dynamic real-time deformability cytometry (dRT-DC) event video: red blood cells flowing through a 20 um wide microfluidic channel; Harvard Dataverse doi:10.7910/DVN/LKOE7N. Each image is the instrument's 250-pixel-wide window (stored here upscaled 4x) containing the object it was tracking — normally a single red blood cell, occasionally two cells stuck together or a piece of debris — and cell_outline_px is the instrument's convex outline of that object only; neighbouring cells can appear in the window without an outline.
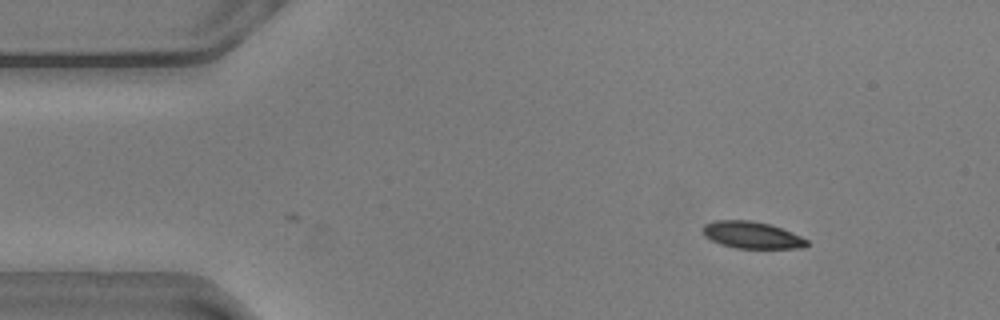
{"species": "common noctule bat (a hibernating species)", "species_latin": "Nyctalus noctula", "temperature_condition": "warm", "stored_images_in_passage": 7, "camera_frame_rate_fps": 3000, "um_per_image_px": 0.085, "animal": {"sex": "male", "body_mass_g": 20.5, "forearm_length_mm": 52.5}, "frame": {"image": 1, "passage_image": 7, "time_ms": 2.0, "image_size_px": [1000, 320], "cell_outline_px": [[808, 244], [804, 248], [736, 248], [720, 244], [704, 236], [700, 228], [704, 224], [716, 220], [752, 220], [768, 224], [780, 228], [800, 236], [808, 240]], "centroid_in_image_um": [63.86, 19.97], "position_along_channel_um": 21.1, "area_um2": 16.3}}